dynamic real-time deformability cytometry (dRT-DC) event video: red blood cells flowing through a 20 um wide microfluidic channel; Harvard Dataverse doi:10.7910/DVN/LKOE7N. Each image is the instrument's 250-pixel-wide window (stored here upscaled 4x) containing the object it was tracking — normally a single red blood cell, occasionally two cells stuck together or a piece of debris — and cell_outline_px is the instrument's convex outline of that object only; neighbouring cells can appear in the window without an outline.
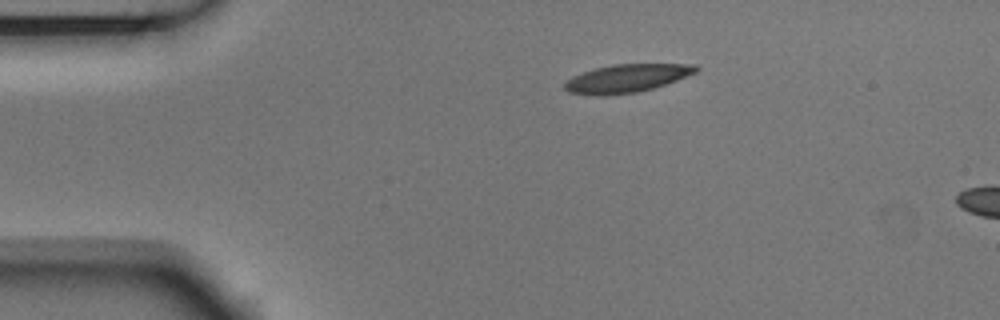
{"species": "Egyptian fruit bat (a non-hibernating species)", "species_latin": "Rousettus aegyptiacus", "temperature_condition": "room temperature", "stored_images_in_passage": 3, "camera_frame_rate_fps": 3000, "um_per_image_px": 0.085, "animal": {"sex": "male"}, "frame": {"image": 1, "passage_image": 1, "time_ms": 0.0, "image_size_px": [1000, 320], "cell_outline_px": [[700, 68], [696, 72], [676, 80], [652, 88], [636, 92], [604, 96], [596, 96], [568, 92], [564, 88], [564, 84], [572, 76], [596, 68], [612, 64], [696, 64]], "centroid_in_image_um": [53.25, 6.66], "position_along_channel_um": 31.7, "area_um2": 21.39}}